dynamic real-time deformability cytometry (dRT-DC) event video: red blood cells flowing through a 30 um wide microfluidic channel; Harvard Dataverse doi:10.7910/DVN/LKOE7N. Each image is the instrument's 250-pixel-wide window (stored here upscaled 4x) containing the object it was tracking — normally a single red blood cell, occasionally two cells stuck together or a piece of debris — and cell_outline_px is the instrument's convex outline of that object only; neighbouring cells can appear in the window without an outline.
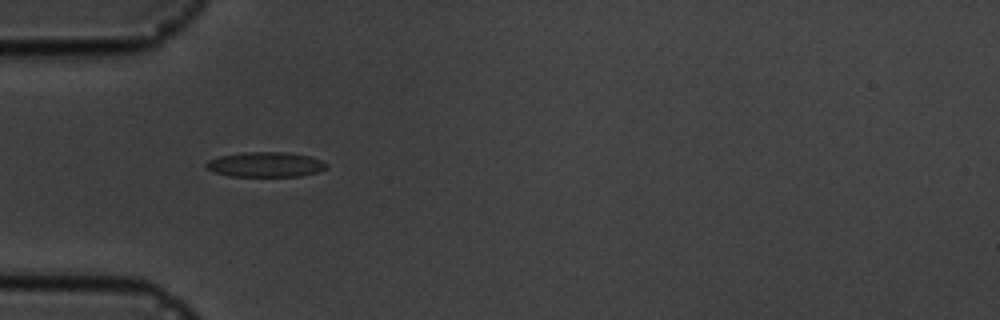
{"species": "common noctule bat (a hibernating species)", "species_latin": "Nyctalus noctula", "temperature_condition": "cold", "stored_images_in_passage": 2, "camera_frame_rate_fps": 3000, "um_per_image_px": 0.085, "animal": {"sex": "male", "body_mass_g": 19.5, "forearm_length_mm": 54.6}, "frame": {"image": 1, "passage_image": 1, "time_ms": 0.0, "image_size_px": [1000, 320], "cell_outline_px": [[328, 164], [324, 168], [316, 172], [300, 176], [228, 176], [216, 172], [208, 168], [204, 164], [208, 160], [220, 156], [244, 152], [284, 152], [308, 156], [320, 160]], "centroid_in_image_um": [22.54, 13.98], "position_along_channel_um": 62.5, "area_um2": 17.22}}
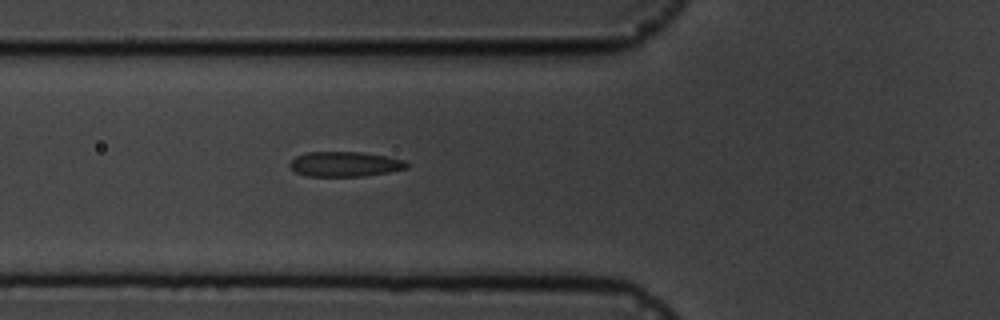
{"frame": {"image": 2, "passage_image": 2, "time_ms": 1.0, "image_size_px": [1000, 320], "cell_outline_px": [[408, 168], [388, 172], [364, 176], [308, 176], [296, 172], [288, 168], [288, 164], [296, 156], [304, 152], [360, 152], [388, 156], [404, 160], [408, 164]], "centroid_in_image_um": [29.29, 13.94], "position_along_channel_um": 96.5, "area_um2": 17.11}}